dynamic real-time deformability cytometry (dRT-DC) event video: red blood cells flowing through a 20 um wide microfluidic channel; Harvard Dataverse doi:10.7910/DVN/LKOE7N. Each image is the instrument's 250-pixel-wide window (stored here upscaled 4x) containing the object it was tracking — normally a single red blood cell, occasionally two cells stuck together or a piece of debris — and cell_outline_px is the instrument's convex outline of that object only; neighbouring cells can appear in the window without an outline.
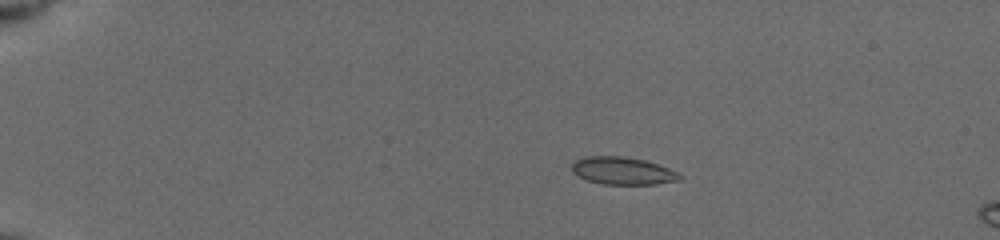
{"species": "common noctule bat (a hibernating species)", "species_latin": "Nyctalus noctula", "temperature_condition": "cold", "stored_images_in_passage": 9, "camera_frame_rate_fps": 3000, "um_per_image_px": 0.085, "animal": {"sex": "female", "body_mass_g": 19.5, "forearm_length_mm": 54.1}, "frame": {"image": 1, "passage_image": 6, "time_ms": 4.0, "image_size_px": [1000, 240], "cell_outline_px": [[684, 176], [680, 180], [656, 184], [604, 184], [588, 180], [572, 172], [572, 164], [576, 160], [584, 156], [620, 156], [644, 160], [668, 168]], "centroid_in_image_um": [52.93, 14.52], "position_along_channel_um": 32.1, "area_um2": 17.11}}